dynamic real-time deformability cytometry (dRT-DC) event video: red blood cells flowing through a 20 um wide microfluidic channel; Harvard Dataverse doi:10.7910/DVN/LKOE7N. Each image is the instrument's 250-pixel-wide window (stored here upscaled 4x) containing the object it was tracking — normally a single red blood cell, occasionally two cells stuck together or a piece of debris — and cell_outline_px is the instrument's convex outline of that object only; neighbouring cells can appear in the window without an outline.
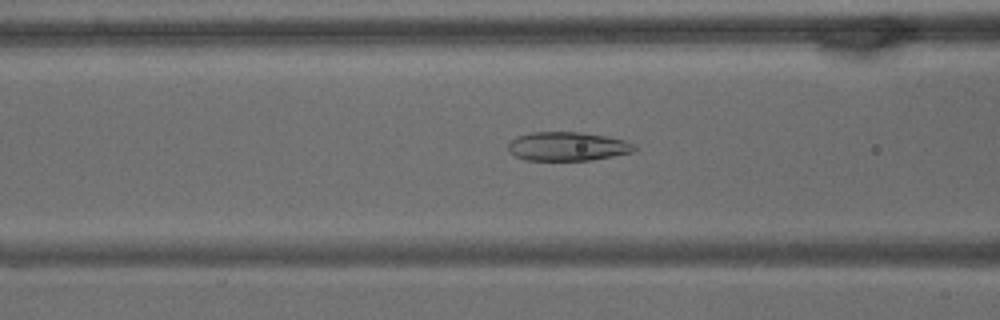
{"species": "common noctule bat (a hibernating species)", "species_latin": "Nyctalus noctula", "temperature_condition": "warm", "stored_images_in_passage": 8, "camera_frame_rate_fps": 3000, "um_per_image_px": 0.085, "animal": {"sex": "male", "body_mass_g": 15.6}, "frame": {"image": 1, "passage_image": 5, "time_ms": 1.333, "image_size_px": [1000, 320], "cell_outline_px": [[636, 148], [632, 152], [592, 160], [524, 160], [508, 152], [508, 144], [516, 136], [532, 132], [580, 132], [608, 136], [624, 140], [632, 144]], "centroid_in_image_um": [48.2, 12.44], "position_along_channel_um": 118.4, "area_um2": 21.21}}